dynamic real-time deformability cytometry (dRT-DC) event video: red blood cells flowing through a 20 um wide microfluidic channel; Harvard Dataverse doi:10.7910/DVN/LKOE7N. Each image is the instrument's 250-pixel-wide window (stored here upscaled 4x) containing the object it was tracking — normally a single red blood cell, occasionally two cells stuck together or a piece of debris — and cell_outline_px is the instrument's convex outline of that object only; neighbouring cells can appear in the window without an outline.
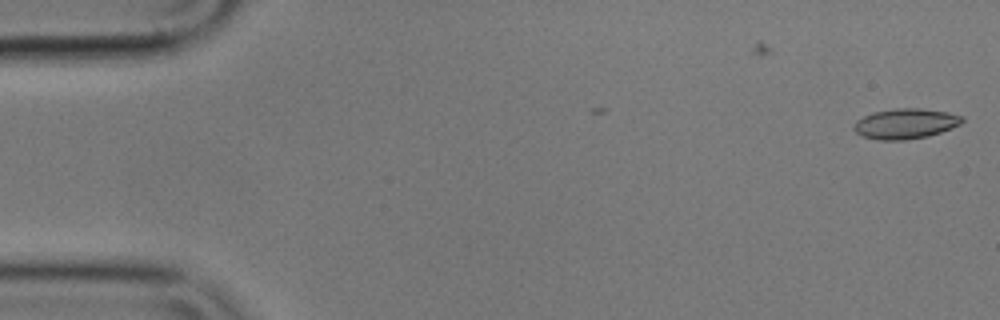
{"species": "common noctule bat (a hibernating species)", "species_latin": "Nyctalus noctula", "temperature_condition": "cold", "stored_images_in_passage": 5, "camera_frame_rate_fps": 3000, "um_per_image_px": 0.085, "animal": {"sex": "male", "body_mass_g": 17.9}, "frame": {"image": 1, "passage_image": 5, "time_ms": 1.333, "image_size_px": [1000, 320], "cell_outline_px": [[964, 120], [960, 124], [940, 132], [928, 136], [904, 140], [880, 140], [864, 136], [856, 132], [852, 128], [856, 120], [872, 112], [896, 108], [920, 108], [948, 112], [964, 116]], "centroid_in_image_um": [76.96, 10.5], "position_along_channel_um": 8.0, "area_um2": 19.07}}